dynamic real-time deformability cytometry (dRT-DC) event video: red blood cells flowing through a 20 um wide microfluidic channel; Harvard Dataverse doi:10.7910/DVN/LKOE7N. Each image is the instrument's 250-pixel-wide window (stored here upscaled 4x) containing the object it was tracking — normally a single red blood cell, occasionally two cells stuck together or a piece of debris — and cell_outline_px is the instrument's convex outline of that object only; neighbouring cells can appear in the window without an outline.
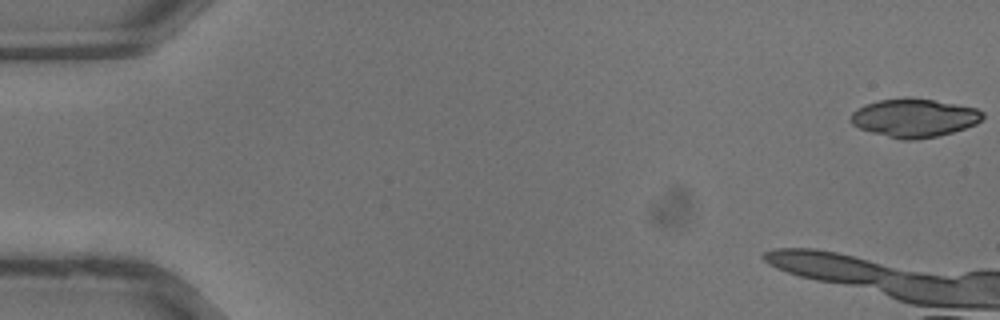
{"species": "common noctule bat (a hibernating species)", "species_latin": "Nyctalus noctula", "temperature_condition": "warm", "stored_images_in_passage": 9, "camera_frame_rate_fps": 3000, "um_per_image_px": 0.085, "animal": {"sex": "male", "body_mass_g": 13.3}, "frame": {"image": 1, "passage_image": 1, "time_ms": 0.0, "image_size_px": [1000, 320], "cell_outline_px": [[984, 116], [976, 124], [952, 132], [936, 136], [916, 140], [900, 140], [872, 132], [860, 128], [852, 124], [848, 120], [852, 112], [856, 108], [864, 104], [880, 100], [904, 96], [912, 96], [976, 108], [984, 112]], "centroid_in_image_um": [77.66, 10.0], "position_along_channel_um": 7.3, "area_um2": 29.82}}